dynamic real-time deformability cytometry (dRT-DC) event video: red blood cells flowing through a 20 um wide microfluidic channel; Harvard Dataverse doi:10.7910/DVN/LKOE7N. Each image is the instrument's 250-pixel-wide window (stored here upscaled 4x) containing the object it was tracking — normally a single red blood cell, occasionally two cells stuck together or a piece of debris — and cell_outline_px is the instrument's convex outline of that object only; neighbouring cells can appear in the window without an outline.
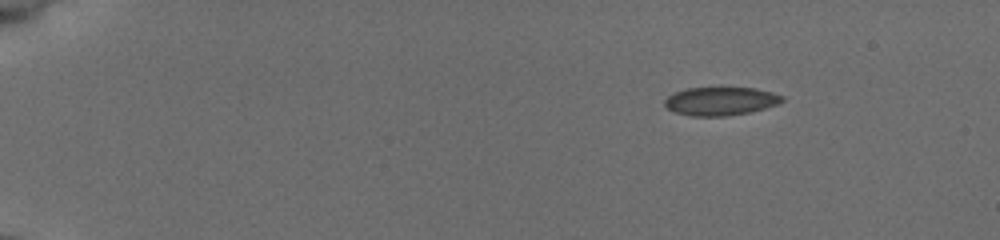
{"species": "common noctule bat (a hibernating species)", "species_latin": "Nyctalus noctula", "temperature_condition": "cold", "stored_images_in_passage": 47, "camera_frame_rate_fps": 3000, "um_per_image_px": 0.085, "animal": {"sex": "female", "body_mass_g": 19.5, "forearm_length_mm": 54.1}, "frame": {"image": 1, "passage_image": 1, "time_ms": 0.0, "image_size_px": [1000, 240], "cell_outline_px": [[784, 100], [776, 104], [764, 108], [748, 112], [724, 116], [692, 116], [676, 112], [668, 108], [664, 104], [664, 100], [668, 96], [676, 92], [688, 88], [756, 88], [772, 92], [784, 96]], "centroid_in_image_um": [61.25, 8.59], "position_along_channel_um": 23.7, "area_um2": 19.13}}
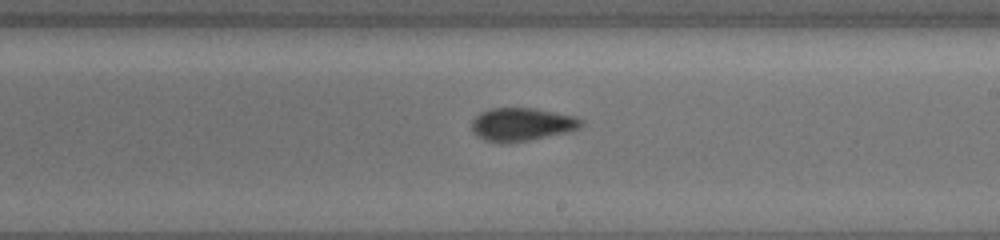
{"frame": {"image": 2, "passage_image": 27, "time_ms": 8.667, "image_size_px": [1000, 240], "cell_outline_px": [[584, 120], [576, 128], [564, 132], [528, 140], [504, 144], [488, 140], [480, 136], [472, 128], [472, 120], [480, 112], [488, 108], [536, 108], [576, 116]], "centroid_in_image_um": [44.33, 10.54], "position_along_channel_um": 244.7, "area_um2": 20.75}}
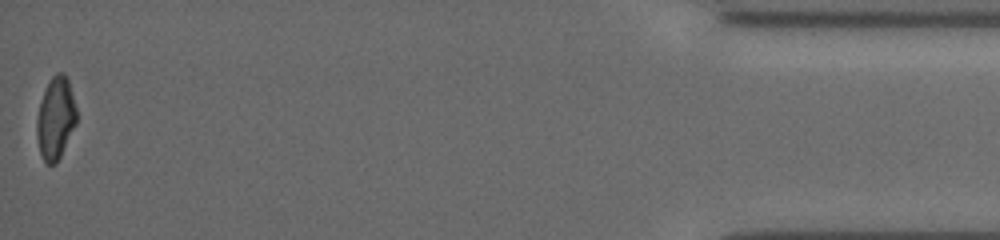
{"frame": {"image": 3, "passage_image": 47, "time_ms": 15.333, "image_size_px": [1000, 240], "cell_outline_px": [[76, 124], [56, 164], [48, 164], [44, 160], [40, 152], [36, 136], [36, 120], [40, 100], [52, 76], [56, 72], [64, 72], [68, 80], [76, 108]], "centroid_in_image_um": [4.71, 10.04], "position_along_channel_um": 430.5, "area_um2": 18.9}, "authors_computed_cell_mechanics": {"area_um2": 20.1144, "velocity_mm_per_s": 3.9277, "shape_relaxation_time_tau1_ms": null, "shape_relaxation_time_tau2_ms": 1.1028, "deformation_change_tau1": null, "deformation_change_tau2": 0.0638}}